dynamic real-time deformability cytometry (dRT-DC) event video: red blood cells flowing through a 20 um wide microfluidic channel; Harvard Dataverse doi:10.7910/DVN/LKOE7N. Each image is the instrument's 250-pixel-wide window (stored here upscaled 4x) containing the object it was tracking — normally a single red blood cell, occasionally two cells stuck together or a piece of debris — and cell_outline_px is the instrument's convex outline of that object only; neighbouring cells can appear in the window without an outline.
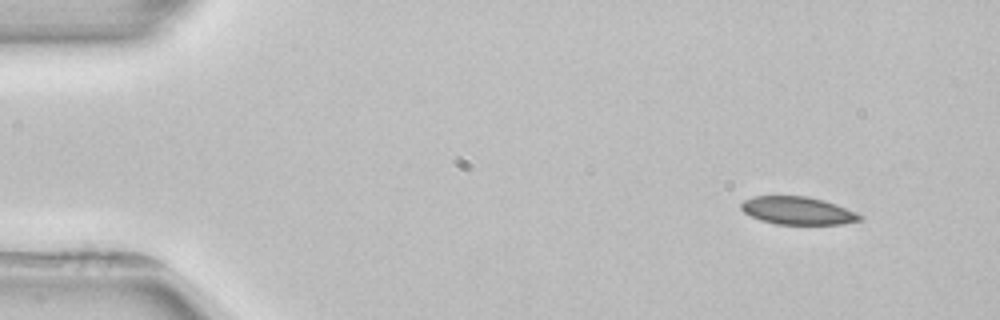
{"species": "common noctule bat (a hibernating species)", "species_latin": "Nyctalus noctula", "temperature_condition": "room temperature", "stored_images_in_passage": 3, "camera_frame_rate_fps": 3000, "um_per_image_px": 0.085, "animal": {"sex": "female", "body_mass_g": 22.7, "forearm_length_mm": 54.2}, "frame": {"image": 1, "passage_image": 1, "time_ms": 0.0, "image_size_px": [1000, 320], "cell_outline_px": [[864, 220], [844, 224], [776, 224], [760, 220], [744, 212], [740, 208], [740, 204], [744, 200], [752, 196], [808, 196], [824, 200], [836, 204], [856, 212], [864, 216]], "centroid_in_image_um": [67.84, 17.9], "position_along_channel_um": 17.2, "area_um2": 19.42}}
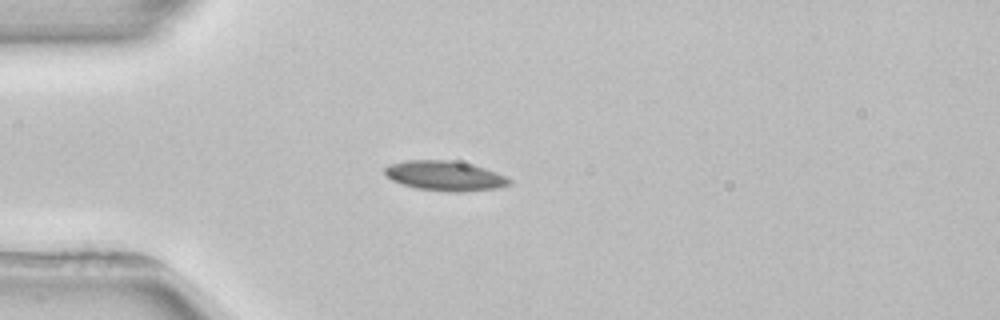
{"frame": {"image": 2, "passage_image": 3, "time_ms": 3.0, "image_size_px": [1000, 320], "cell_outline_px": [[512, 184], [500, 188], [464, 192], [448, 192], [416, 188], [400, 184], [392, 180], [384, 172], [384, 168], [388, 164], [408, 160], [452, 160], [484, 168], [496, 172], [512, 180]], "centroid_in_image_um": [37.82, 14.96], "position_along_channel_um": 47.2, "area_um2": 21.79}}